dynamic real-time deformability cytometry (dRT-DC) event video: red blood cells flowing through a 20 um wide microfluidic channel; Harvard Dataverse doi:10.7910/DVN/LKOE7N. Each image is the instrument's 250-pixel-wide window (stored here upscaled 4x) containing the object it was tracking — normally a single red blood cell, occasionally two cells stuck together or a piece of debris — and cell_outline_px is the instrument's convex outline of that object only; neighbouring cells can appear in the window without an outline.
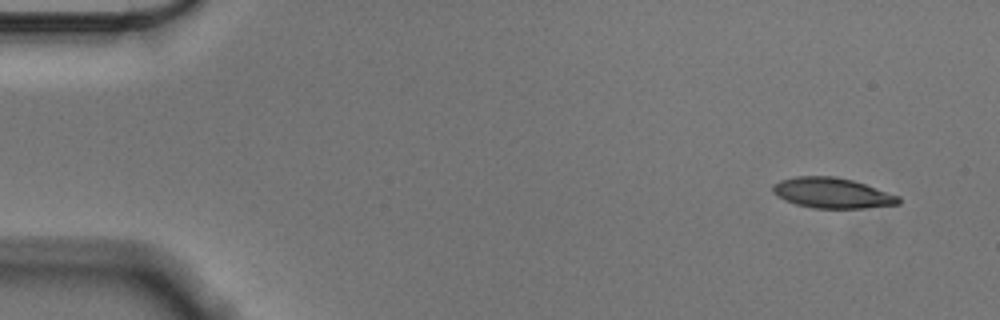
{"species": "Egyptian fruit bat (a non-hibernating species)", "species_latin": "Rousettus aegyptiacus", "temperature_condition": "cold", "stored_images_in_passage": 53, "camera_frame_rate_fps": 3000, "um_per_image_px": 0.085, "animal": {"sex": "male"}, "frame": {"image": 1, "passage_image": 1, "time_ms": 0.0, "image_size_px": [1000, 320], "cell_outline_px": [[900, 204], [864, 208], [812, 208], [796, 204], [784, 200], [776, 196], [772, 192], [772, 184], [780, 180], [796, 176], [836, 176], [852, 180], [900, 196]], "centroid_in_image_um": [70.7, 16.4], "position_along_channel_um": 14.3, "area_um2": 22.37}}
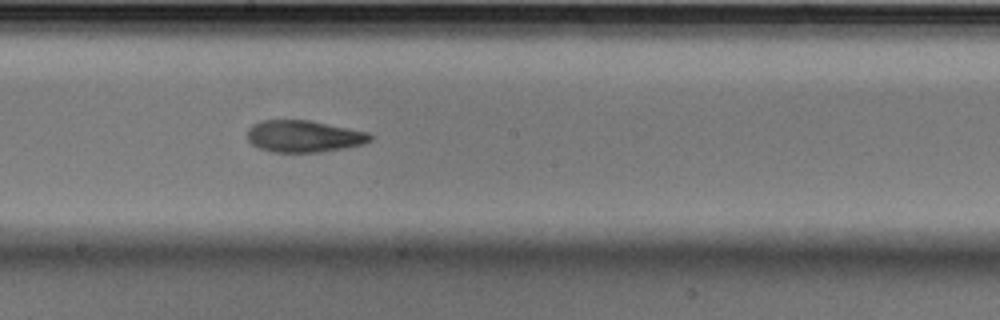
{"frame": {"image": 2, "passage_image": 28, "time_ms": 9.0, "image_size_px": [1000, 320], "cell_outline_px": [[372, 140], [364, 144], [344, 148], [320, 152], [272, 152], [260, 148], [252, 144], [248, 140], [248, 128], [252, 124], [260, 120], [308, 120], [368, 132], [372, 136]], "centroid_in_image_um": [25.81, 11.58], "position_along_channel_um": 222.4, "area_um2": 22.77}}
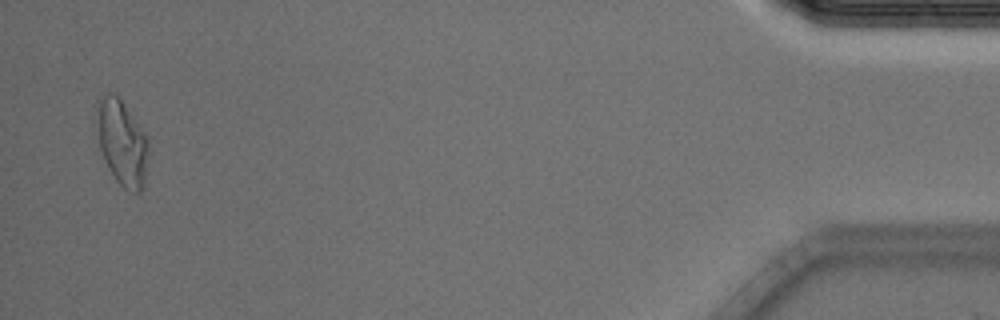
{"frame": {"image": 3, "passage_image": 52, "time_ms": 17.0, "image_size_px": [1000, 320], "cell_outline_px": [[148, 156], [144, 188], [140, 192], [128, 192], [116, 180], [108, 168], [104, 160], [92, 128], [92, 116], [100, 100], [108, 92], [112, 92], [124, 104], [144, 132], [148, 140]], "centroid_in_image_um": [10.3, 12.13], "position_along_channel_um": 424.9, "area_um2": 26.59}, "authors_computed_cell_mechanics": {"area_um2": 23.0044, "velocity_mm_per_s": 3.5589, "shape_relaxation_time_tau1_ms": 8.5243, "shape_relaxation_time_tau2_ms": 3.7108, "deformation_change_tau1": 0.2027, "deformation_change_tau2": 0.1029}}